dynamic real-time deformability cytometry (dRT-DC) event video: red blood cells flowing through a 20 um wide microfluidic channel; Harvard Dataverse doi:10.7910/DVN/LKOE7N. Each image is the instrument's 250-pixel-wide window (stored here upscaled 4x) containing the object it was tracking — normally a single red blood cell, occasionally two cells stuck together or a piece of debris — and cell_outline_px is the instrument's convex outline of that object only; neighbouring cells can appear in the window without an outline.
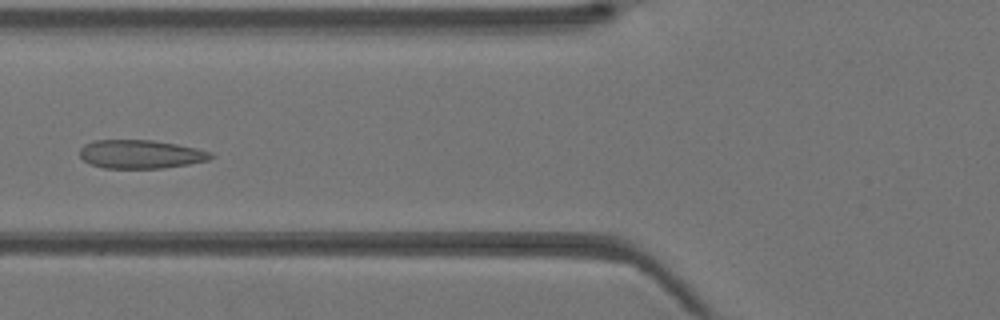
{"species": "Egyptian fruit bat (a non-hibernating species)", "species_latin": "Rousettus aegyptiacus", "temperature_condition": "warm", "stored_images_in_passage": 42, "camera_frame_rate_fps": 3000, "um_per_image_px": 0.085, "animal": {"sex": "female"}, "frame": {"image": 1, "passage_image": 17, "time_ms": 5.333, "image_size_px": [1000, 320], "cell_outline_px": [[216, 156], [208, 160], [188, 164], [164, 168], [104, 168], [92, 164], [84, 160], [80, 156], [80, 148], [84, 144], [92, 140], [152, 140], [176, 144], [196, 148], [212, 152]], "centroid_in_image_um": [11.97, 13.1], "position_along_channel_um": 113.8, "area_um2": 21.85}}
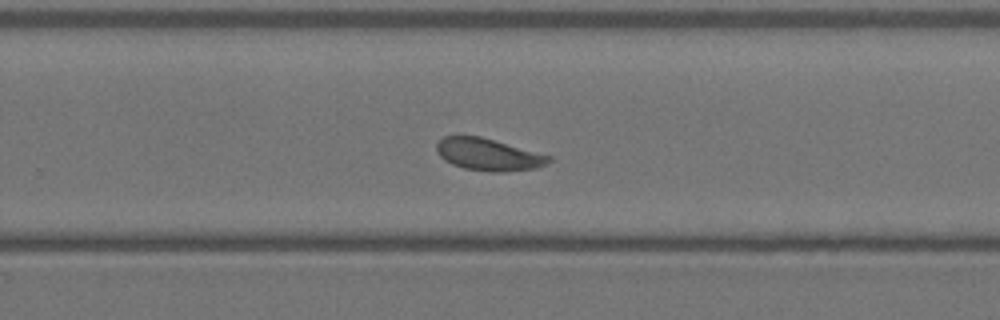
{"frame": {"image": 2, "passage_image": 28, "time_ms": 9.0, "image_size_px": [1000, 320], "cell_outline_px": [[552, 160], [536, 168], [504, 172], [492, 172], [464, 168], [452, 164], [444, 160], [436, 152], [436, 144], [444, 136], [480, 136], [552, 156]], "centroid_in_image_um": [41.5, 13.14], "position_along_channel_um": 288.3, "area_um2": 20.92}}
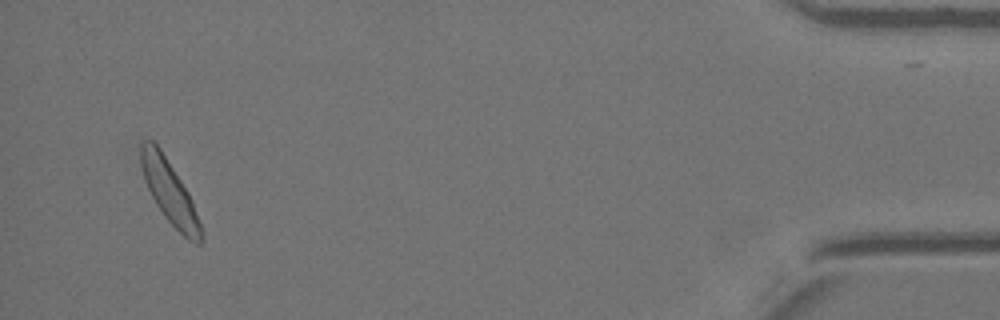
{"frame": {"image": 3, "passage_image": 41, "time_ms": 13.333, "image_size_px": [1000, 320], "cell_outline_px": [[204, 236], [200, 244], [196, 244], [188, 240], [164, 216], [156, 204], [144, 180], [140, 168], [140, 144], [144, 140], [152, 140], [160, 148], [188, 192], [192, 200], [204, 232]], "centroid_in_image_um": [14.41, 16.33], "position_along_channel_um": 420.8, "area_um2": 22.02}}